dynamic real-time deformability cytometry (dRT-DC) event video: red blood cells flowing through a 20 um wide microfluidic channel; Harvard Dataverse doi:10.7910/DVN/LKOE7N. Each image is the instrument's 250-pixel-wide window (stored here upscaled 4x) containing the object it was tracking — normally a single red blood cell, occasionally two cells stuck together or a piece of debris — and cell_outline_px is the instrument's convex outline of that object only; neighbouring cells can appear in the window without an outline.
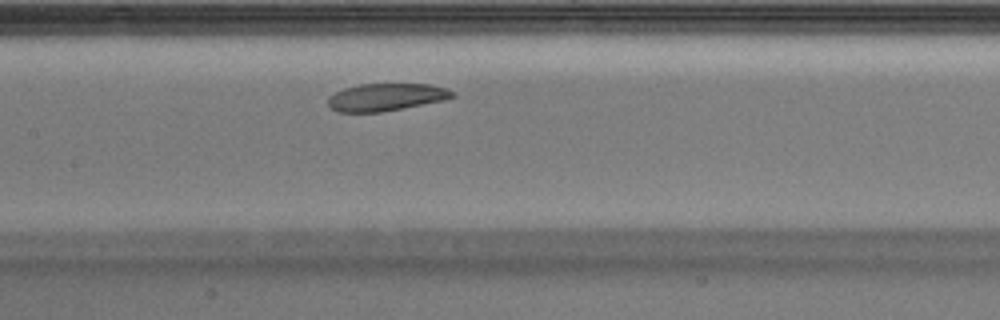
{"species": "Egyptian fruit bat (a non-hibernating species)", "species_latin": "Rousettus aegyptiacus", "temperature_condition": "warm", "stored_images_in_passage": 28, "camera_frame_rate_fps": 3000, "um_per_image_px": 0.085, "animal": {"sex": "male"}, "frame": {"image": 1, "passage_image": 13, "time_ms": 4.0, "image_size_px": [1000, 320], "cell_outline_px": [[456, 96], [444, 100], [384, 112], [336, 112], [328, 108], [328, 96], [344, 88], [360, 84], [428, 84], [444, 88], [452, 92]], "centroid_in_image_um": [32.76, 8.27], "position_along_channel_um": 174.6, "area_um2": 19.94}}